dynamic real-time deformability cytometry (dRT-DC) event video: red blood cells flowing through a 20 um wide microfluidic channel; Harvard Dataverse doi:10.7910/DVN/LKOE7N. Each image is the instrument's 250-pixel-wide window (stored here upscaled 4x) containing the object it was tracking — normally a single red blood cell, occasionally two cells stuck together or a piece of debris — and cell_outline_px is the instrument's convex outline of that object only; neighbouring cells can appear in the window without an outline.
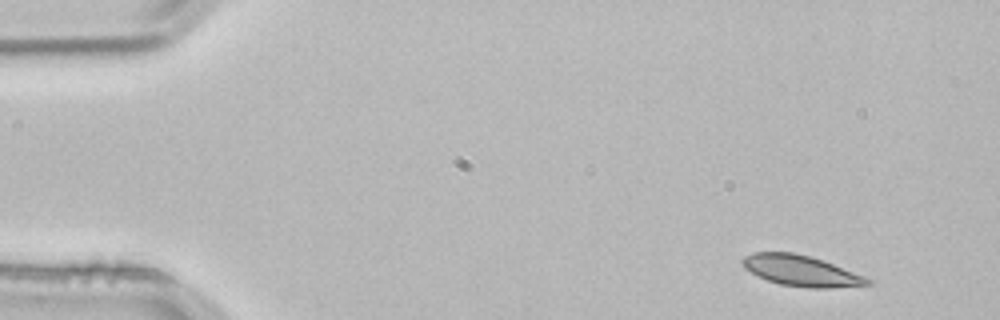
{"species": "common noctule bat (a hibernating species)", "species_latin": "Nyctalus noctula", "temperature_condition": "room temperature", "stored_images_in_passage": 3, "camera_frame_rate_fps": 3000, "um_per_image_px": 0.085, "animal": {"sex": "male", "body_mass_g": 21.5, "forearm_length_mm": 52.0}, "frame": {"image": 1, "passage_image": 1, "time_ms": 0.0, "image_size_px": [1000, 320], "cell_outline_px": [[876, 280], [872, 284], [832, 288], [808, 288], [780, 284], [768, 280], [744, 268], [740, 260], [744, 256], [752, 252], [796, 252], [812, 256], [824, 260]], "centroid_in_image_um": [68.15, 23.0], "position_along_channel_um": 16.9, "area_um2": 22.77}}
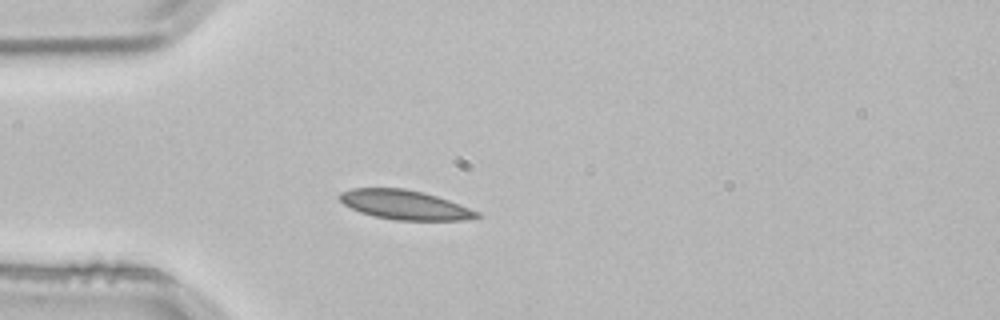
{"frame": {"image": 2, "passage_image": 3, "time_ms": 0.667, "image_size_px": [1000, 320], "cell_outline_px": [[480, 216], [460, 220], [396, 220], [372, 216], [360, 212], [344, 204], [336, 196], [340, 192], [352, 188], [404, 188], [424, 192], [448, 200], [480, 212]], "centroid_in_image_um": [34.35, 17.4], "position_along_channel_um": 50.6, "area_um2": 23.41}}